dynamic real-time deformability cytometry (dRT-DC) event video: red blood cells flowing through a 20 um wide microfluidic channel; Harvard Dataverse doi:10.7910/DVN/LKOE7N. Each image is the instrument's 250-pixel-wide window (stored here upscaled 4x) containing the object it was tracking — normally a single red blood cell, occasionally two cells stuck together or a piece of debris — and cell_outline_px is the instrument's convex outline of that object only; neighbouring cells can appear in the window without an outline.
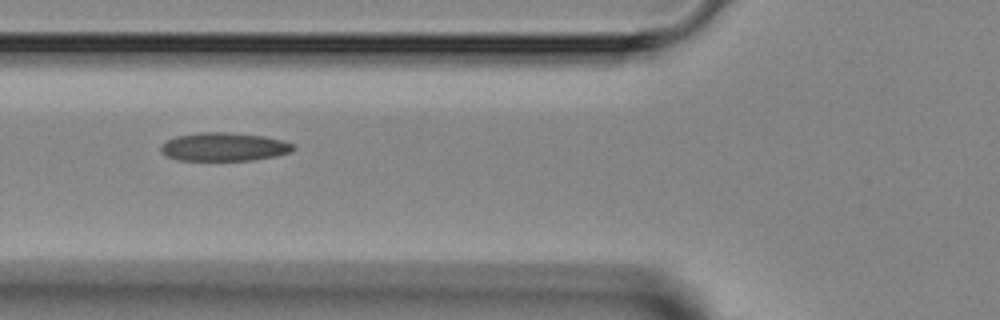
{"species": "Egyptian fruit bat (a non-hibernating species)", "species_latin": "Rousettus aegyptiacus", "temperature_condition": "room temperature", "stored_images_in_passage": 5, "camera_frame_rate_fps": 3000, "um_per_image_px": 0.085, "animal": {"sex": "female"}, "frame": {"image": 1, "passage_image": 5, "time_ms": 6.0, "image_size_px": [1000, 320], "cell_outline_px": [[296, 148], [292, 152], [276, 156], [252, 160], [180, 160], [164, 156], [160, 152], [160, 144], [176, 136], [196, 132], [228, 132], [264, 136], [284, 140], [296, 144]], "centroid_in_image_um": [19.06, 12.47], "position_along_channel_um": 106.7, "area_um2": 22.31}}